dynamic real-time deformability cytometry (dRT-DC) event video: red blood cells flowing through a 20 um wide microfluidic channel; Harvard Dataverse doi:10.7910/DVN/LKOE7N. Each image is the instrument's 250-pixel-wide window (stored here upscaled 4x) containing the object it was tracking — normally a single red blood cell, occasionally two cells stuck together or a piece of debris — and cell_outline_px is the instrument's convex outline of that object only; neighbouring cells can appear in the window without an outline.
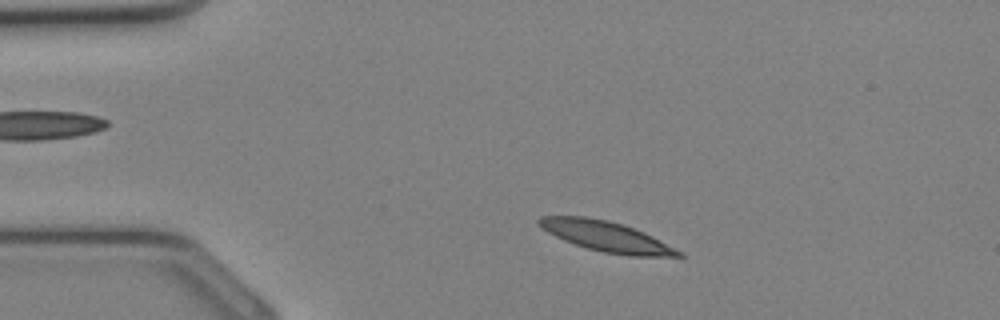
{"species": "Egyptian fruit bat (a non-hibernating species)", "species_latin": "Rousettus aegyptiacus", "temperature_condition": "cold", "stored_images_in_passage": 11, "camera_frame_rate_fps": 3000, "um_per_image_px": 0.085, "animal": {"sex": "female"}, "frame": {"image": 1, "passage_image": 3, "time_ms": 0.667, "image_size_px": [1000, 320], "cell_outline_px": [[684, 256], [628, 256], [604, 252], [588, 248], [564, 240], [548, 232], [536, 224], [536, 220], [540, 216], [584, 216], [608, 220], [624, 224], [644, 232], [684, 252]], "centroid_in_image_um": [51.54, 20.08], "position_along_channel_um": 33.5, "area_um2": 24.57}}
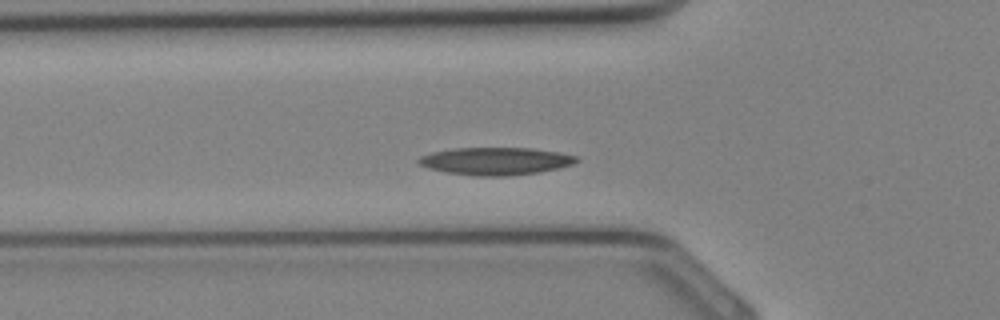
{"frame": {"image": 2, "passage_image": 8, "time_ms": 2.333, "image_size_px": [1000, 320], "cell_outline_px": [[580, 160], [572, 164], [556, 168], [536, 172], [508, 176], [476, 176], [448, 172], [428, 168], [420, 164], [416, 160], [420, 156], [432, 152], [456, 148], [532, 148], [560, 152], [576, 156]], "centroid_in_image_um": [42.12, 13.68], "position_along_channel_um": 83.7, "area_um2": 25.14}}
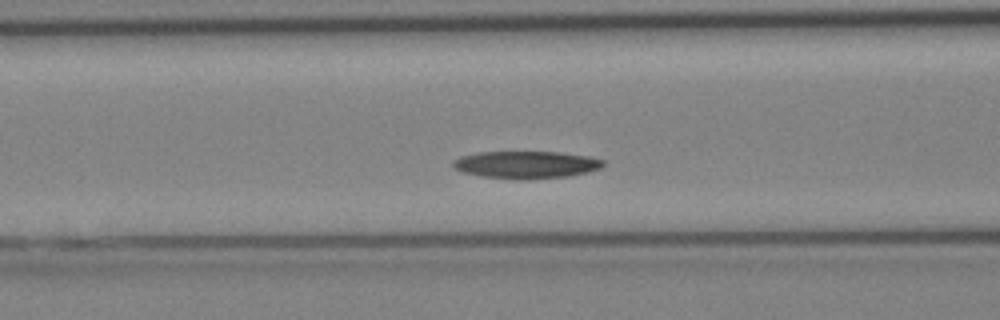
{"frame": {"image": 3, "passage_image": 10, "time_ms": 3.0, "image_size_px": [1000, 320], "cell_outline_px": [[604, 164], [600, 168], [588, 172], [568, 176], [528, 180], [516, 180], [484, 176], [464, 172], [452, 168], [452, 160], [460, 156], [476, 152], [556, 152], [588, 156], [604, 160]], "centroid_in_image_um": [44.69, 14.0], "position_along_channel_um": 121.9, "area_um2": 24.1}}